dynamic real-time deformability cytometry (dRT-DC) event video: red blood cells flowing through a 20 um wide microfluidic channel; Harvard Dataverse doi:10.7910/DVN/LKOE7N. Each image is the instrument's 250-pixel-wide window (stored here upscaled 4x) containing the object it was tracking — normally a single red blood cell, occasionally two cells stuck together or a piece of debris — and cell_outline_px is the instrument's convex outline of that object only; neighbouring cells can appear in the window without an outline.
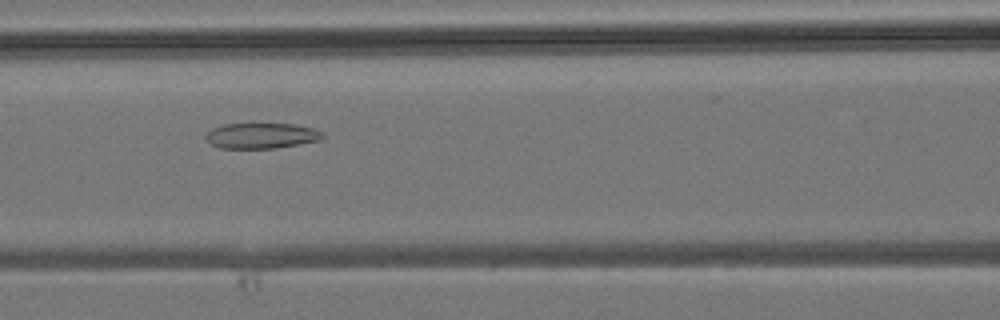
{"species": "common noctule bat (a hibernating species)", "species_latin": "Nyctalus noctula", "temperature_condition": "room temperature", "stored_images_in_passage": 38, "camera_frame_rate_fps": 3000, "um_per_image_px": 0.085, "animal": {"sex": "male", "body_mass_g": 19.2, "forearm_length_mm": 51.8}, "frame": {"image": 1, "passage_image": 13, "time_ms": 4.0, "image_size_px": [1000, 320], "cell_outline_px": [[324, 136], [320, 140], [276, 148], [220, 148], [212, 144], [204, 136], [212, 128], [224, 124], [252, 120], [296, 124], [312, 128], [324, 132]], "centroid_in_image_um": [22.22, 11.47], "position_along_channel_um": 144.4, "area_um2": 18.32}}
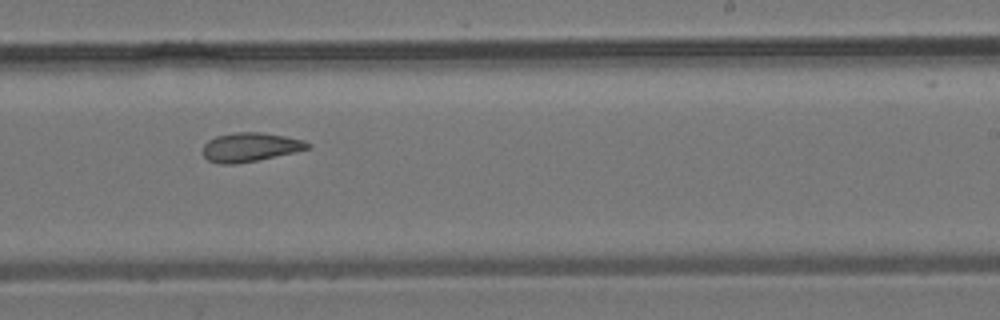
{"frame": {"image": 2, "passage_image": 21, "time_ms": 6.667, "image_size_px": [1000, 320], "cell_outline_px": [[312, 148], [256, 160], [236, 164], [220, 164], [208, 160], [204, 156], [204, 144], [208, 140], [216, 136], [236, 132], [260, 132], [284, 136], [304, 140], [312, 144]], "centroid_in_image_um": [21.28, 12.5], "position_along_channel_um": 267.7, "area_um2": 17.57}}
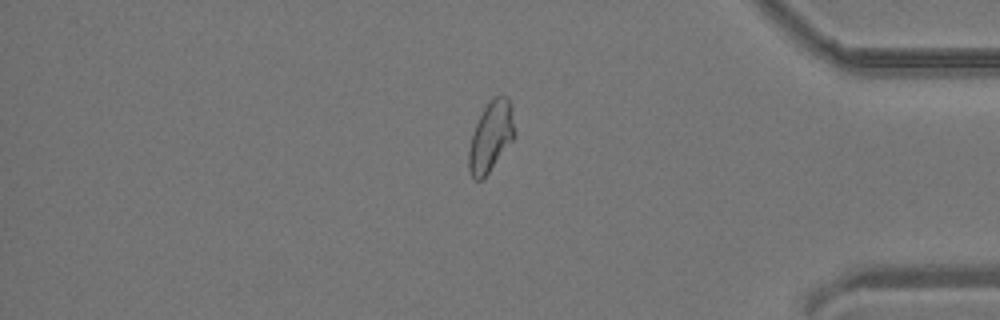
{"frame": {"image": 3, "passage_image": 31, "time_ms": 10.0, "image_size_px": [1000, 320], "cell_outline_px": [[516, 136], [488, 172], [480, 180], [476, 180], [472, 176], [468, 168], [468, 152], [472, 136], [476, 124], [484, 108], [492, 96], [508, 96], [512, 104], [516, 132]], "centroid_in_image_um": [41.76, 11.55], "position_along_channel_um": 393.4, "area_um2": 18.73}}